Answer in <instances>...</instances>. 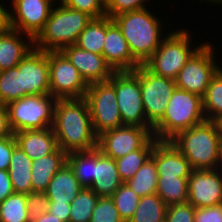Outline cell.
Returning <instances> with one entry per match:
<instances>
[{"mask_svg":"<svg viewBox=\"0 0 222 222\" xmlns=\"http://www.w3.org/2000/svg\"><path fill=\"white\" fill-rule=\"evenodd\" d=\"M185 156L193 170L220 168L222 140L212 121L179 132L170 140Z\"/></svg>","mask_w":222,"mask_h":222,"instance_id":"3","label":"cell"},{"mask_svg":"<svg viewBox=\"0 0 222 222\" xmlns=\"http://www.w3.org/2000/svg\"><path fill=\"white\" fill-rule=\"evenodd\" d=\"M60 51L77 68L88 85L106 82L115 72L102 55L85 51L76 45L66 46Z\"/></svg>","mask_w":222,"mask_h":222,"instance_id":"17","label":"cell"},{"mask_svg":"<svg viewBox=\"0 0 222 222\" xmlns=\"http://www.w3.org/2000/svg\"><path fill=\"white\" fill-rule=\"evenodd\" d=\"M188 202L194 208L222 204V170H192L188 178Z\"/></svg>","mask_w":222,"mask_h":222,"instance_id":"15","label":"cell"},{"mask_svg":"<svg viewBox=\"0 0 222 222\" xmlns=\"http://www.w3.org/2000/svg\"><path fill=\"white\" fill-rule=\"evenodd\" d=\"M49 94L55 99H82L89 85L61 51H49Z\"/></svg>","mask_w":222,"mask_h":222,"instance_id":"10","label":"cell"},{"mask_svg":"<svg viewBox=\"0 0 222 222\" xmlns=\"http://www.w3.org/2000/svg\"><path fill=\"white\" fill-rule=\"evenodd\" d=\"M57 99L51 94L28 95L6 105L12 133L52 127Z\"/></svg>","mask_w":222,"mask_h":222,"instance_id":"7","label":"cell"},{"mask_svg":"<svg viewBox=\"0 0 222 222\" xmlns=\"http://www.w3.org/2000/svg\"><path fill=\"white\" fill-rule=\"evenodd\" d=\"M121 219L128 222L133 216L141 199L127 183H123L111 196Z\"/></svg>","mask_w":222,"mask_h":222,"instance_id":"36","label":"cell"},{"mask_svg":"<svg viewBox=\"0 0 222 222\" xmlns=\"http://www.w3.org/2000/svg\"><path fill=\"white\" fill-rule=\"evenodd\" d=\"M17 146L14 134L0 139V170H8L13 149Z\"/></svg>","mask_w":222,"mask_h":222,"instance_id":"43","label":"cell"},{"mask_svg":"<svg viewBox=\"0 0 222 222\" xmlns=\"http://www.w3.org/2000/svg\"><path fill=\"white\" fill-rule=\"evenodd\" d=\"M27 209L30 221L48 212L49 200L44 192H30L26 194Z\"/></svg>","mask_w":222,"mask_h":222,"instance_id":"41","label":"cell"},{"mask_svg":"<svg viewBox=\"0 0 222 222\" xmlns=\"http://www.w3.org/2000/svg\"><path fill=\"white\" fill-rule=\"evenodd\" d=\"M0 222H31L26 194L13 192L0 203Z\"/></svg>","mask_w":222,"mask_h":222,"instance_id":"32","label":"cell"},{"mask_svg":"<svg viewBox=\"0 0 222 222\" xmlns=\"http://www.w3.org/2000/svg\"><path fill=\"white\" fill-rule=\"evenodd\" d=\"M0 1V32L9 28V8Z\"/></svg>","mask_w":222,"mask_h":222,"instance_id":"47","label":"cell"},{"mask_svg":"<svg viewBox=\"0 0 222 222\" xmlns=\"http://www.w3.org/2000/svg\"><path fill=\"white\" fill-rule=\"evenodd\" d=\"M99 200V196L90 188H82L78 195L72 200L70 211V222H89L93 210Z\"/></svg>","mask_w":222,"mask_h":222,"instance_id":"34","label":"cell"},{"mask_svg":"<svg viewBox=\"0 0 222 222\" xmlns=\"http://www.w3.org/2000/svg\"><path fill=\"white\" fill-rule=\"evenodd\" d=\"M203 112L207 121L222 114V68L212 78L202 97Z\"/></svg>","mask_w":222,"mask_h":222,"instance_id":"35","label":"cell"},{"mask_svg":"<svg viewBox=\"0 0 222 222\" xmlns=\"http://www.w3.org/2000/svg\"><path fill=\"white\" fill-rule=\"evenodd\" d=\"M195 208L189 202L167 206L165 222H194Z\"/></svg>","mask_w":222,"mask_h":222,"instance_id":"40","label":"cell"},{"mask_svg":"<svg viewBox=\"0 0 222 222\" xmlns=\"http://www.w3.org/2000/svg\"><path fill=\"white\" fill-rule=\"evenodd\" d=\"M108 82L115 88L123 125L153 128L146 120L140 88V66L133 71H115Z\"/></svg>","mask_w":222,"mask_h":222,"instance_id":"8","label":"cell"},{"mask_svg":"<svg viewBox=\"0 0 222 222\" xmlns=\"http://www.w3.org/2000/svg\"><path fill=\"white\" fill-rule=\"evenodd\" d=\"M58 147L67 154L97 148L88 102L82 99H57L52 124Z\"/></svg>","mask_w":222,"mask_h":222,"instance_id":"1","label":"cell"},{"mask_svg":"<svg viewBox=\"0 0 222 222\" xmlns=\"http://www.w3.org/2000/svg\"><path fill=\"white\" fill-rule=\"evenodd\" d=\"M175 80L155 75L140 65V88L147 122L154 127L162 118L176 89Z\"/></svg>","mask_w":222,"mask_h":222,"instance_id":"12","label":"cell"},{"mask_svg":"<svg viewBox=\"0 0 222 222\" xmlns=\"http://www.w3.org/2000/svg\"><path fill=\"white\" fill-rule=\"evenodd\" d=\"M85 99L88 102L91 122L97 135L123 126L115 88L108 81L90 84Z\"/></svg>","mask_w":222,"mask_h":222,"instance_id":"11","label":"cell"},{"mask_svg":"<svg viewBox=\"0 0 222 222\" xmlns=\"http://www.w3.org/2000/svg\"><path fill=\"white\" fill-rule=\"evenodd\" d=\"M82 188L70 166L66 163L53 176L44 193L49 202L71 203Z\"/></svg>","mask_w":222,"mask_h":222,"instance_id":"24","label":"cell"},{"mask_svg":"<svg viewBox=\"0 0 222 222\" xmlns=\"http://www.w3.org/2000/svg\"><path fill=\"white\" fill-rule=\"evenodd\" d=\"M158 173L155 160L150 156L126 183L140 197L156 193Z\"/></svg>","mask_w":222,"mask_h":222,"instance_id":"30","label":"cell"},{"mask_svg":"<svg viewBox=\"0 0 222 222\" xmlns=\"http://www.w3.org/2000/svg\"><path fill=\"white\" fill-rule=\"evenodd\" d=\"M33 48L34 40L30 35L25 36V33L10 27L1 31L0 71L16 67Z\"/></svg>","mask_w":222,"mask_h":222,"instance_id":"20","label":"cell"},{"mask_svg":"<svg viewBox=\"0 0 222 222\" xmlns=\"http://www.w3.org/2000/svg\"><path fill=\"white\" fill-rule=\"evenodd\" d=\"M31 222H62L59 218H56L54 215L49 212L44 213L39 218L31 221Z\"/></svg>","mask_w":222,"mask_h":222,"instance_id":"48","label":"cell"},{"mask_svg":"<svg viewBox=\"0 0 222 222\" xmlns=\"http://www.w3.org/2000/svg\"><path fill=\"white\" fill-rule=\"evenodd\" d=\"M150 0H106V16L112 18L120 13L147 8Z\"/></svg>","mask_w":222,"mask_h":222,"instance_id":"39","label":"cell"},{"mask_svg":"<svg viewBox=\"0 0 222 222\" xmlns=\"http://www.w3.org/2000/svg\"><path fill=\"white\" fill-rule=\"evenodd\" d=\"M158 176L190 177L192 168L171 141H158L151 153Z\"/></svg>","mask_w":222,"mask_h":222,"instance_id":"19","label":"cell"},{"mask_svg":"<svg viewBox=\"0 0 222 222\" xmlns=\"http://www.w3.org/2000/svg\"><path fill=\"white\" fill-rule=\"evenodd\" d=\"M25 96L49 94V51L33 48L19 63Z\"/></svg>","mask_w":222,"mask_h":222,"instance_id":"16","label":"cell"},{"mask_svg":"<svg viewBox=\"0 0 222 222\" xmlns=\"http://www.w3.org/2000/svg\"><path fill=\"white\" fill-rule=\"evenodd\" d=\"M188 178L158 176L156 194L161 197L167 206L185 203L188 201Z\"/></svg>","mask_w":222,"mask_h":222,"instance_id":"27","label":"cell"},{"mask_svg":"<svg viewBox=\"0 0 222 222\" xmlns=\"http://www.w3.org/2000/svg\"><path fill=\"white\" fill-rule=\"evenodd\" d=\"M11 1V5H13L17 0H9L8 2H10Z\"/></svg>","mask_w":222,"mask_h":222,"instance_id":"52","label":"cell"},{"mask_svg":"<svg viewBox=\"0 0 222 222\" xmlns=\"http://www.w3.org/2000/svg\"><path fill=\"white\" fill-rule=\"evenodd\" d=\"M67 153L58 148L54 153L32 161V192H45L53 176L66 164Z\"/></svg>","mask_w":222,"mask_h":222,"instance_id":"23","label":"cell"},{"mask_svg":"<svg viewBox=\"0 0 222 222\" xmlns=\"http://www.w3.org/2000/svg\"><path fill=\"white\" fill-rule=\"evenodd\" d=\"M185 28L168 32L153 55L143 64L155 75L175 80L190 58L205 44L191 46L193 39Z\"/></svg>","mask_w":222,"mask_h":222,"instance_id":"6","label":"cell"},{"mask_svg":"<svg viewBox=\"0 0 222 222\" xmlns=\"http://www.w3.org/2000/svg\"><path fill=\"white\" fill-rule=\"evenodd\" d=\"M63 5L86 13L93 19L106 16V0H59Z\"/></svg>","mask_w":222,"mask_h":222,"instance_id":"38","label":"cell"},{"mask_svg":"<svg viewBox=\"0 0 222 222\" xmlns=\"http://www.w3.org/2000/svg\"><path fill=\"white\" fill-rule=\"evenodd\" d=\"M70 208V203L49 202L48 212L59 218L62 222H69Z\"/></svg>","mask_w":222,"mask_h":222,"instance_id":"44","label":"cell"},{"mask_svg":"<svg viewBox=\"0 0 222 222\" xmlns=\"http://www.w3.org/2000/svg\"><path fill=\"white\" fill-rule=\"evenodd\" d=\"M194 222H222V204L195 208Z\"/></svg>","mask_w":222,"mask_h":222,"instance_id":"42","label":"cell"},{"mask_svg":"<svg viewBox=\"0 0 222 222\" xmlns=\"http://www.w3.org/2000/svg\"><path fill=\"white\" fill-rule=\"evenodd\" d=\"M220 169L222 170V152H221V163H220Z\"/></svg>","mask_w":222,"mask_h":222,"instance_id":"51","label":"cell"},{"mask_svg":"<svg viewBox=\"0 0 222 222\" xmlns=\"http://www.w3.org/2000/svg\"><path fill=\"white\" fill-rule=\"evenodd\" d=\"M24 96L25 90H22L19 64L16 67L0 71V103L7 105Z\"/></svg>","mask_w":222,"mask_h":222,"instance_id":"33","label":"cell"},{"mask_svg":"<svg viewBox=\"0 0 222 222\" xmlns=\"http://www.w3.org/2000/svg\"><path fill=\"white\" fill-rule=\"evenodd\" d=\"M55 1L58 0H17L9 8V27L34 39L43 29Z\"/></svg>","mask_w":222,"mask_h":222,"instance_id":"14","label":"cell"},{"mask_svg":"<svg viewBox=\"0 0 222 222\" xmlns=\"http://www.w3.org/2000/svg\"><path fill=\"white\" fill-rule=\"evenodd\" d=\"M66 163L83 188H90L94 179V149L67 154Z\"/></svg>","mask_w":222,"mask_h":222,"instance_id":"31","label":"cell"},{"mask_svg":"<svg viewBox=\"0 0 222 222\" xmlns=\"http://www.w3.org/2000/svg\"><path fill=\"white\" fill-rule=\"evenodd\" d=\"M32 160L17 145L12 152L8 174L14 192L29 194L32 192L31 183Z\"/></svg>","mask_w":222,"mask_h":222,"instance_id":"25","label":"cell"},{"mask_svg":"<svg viewBox=\"0 0 222 222\" xmlns=\"http://www.w3.org/2000/svg\"><path fill=\"white\" fill-rule=\"evenodd\" d=\"M153 136V128L123 125L98 135L97 148L108 157L120 158L140 149Z\"/></svg>","mask_w":222,"mask_h":222,"instance_id":"13","label":"cell"},{"mask_svg":"<svg viewBox=\"0 0 222 222\" xmlns=\"http://www.w3.org/2000/svg\"><path fill=\"white\" fill-rule=\"evenodd\" d=\"M148 9L123 12L112 17L113 22L127 41L132 57L140 65H143L153 55L166 37L161 32L165 25Z\"/></svg>","mask_w":222,"mask_h":222,"instance_id":"2","label":"cell"},{"mask_svg":"<svg viewBox=\"0 0 222 222\" xmlns=\"http://www.w3.org/2000/svg\"><path fill=\"white\" fill-rule=\"evenodd\" d=\"M102 56L114 71H133L140 64L132 57L121 30L106 16V37Z\"/></svg>","mask_w":222,"mask_h":222,"instance_id":"18","label":"cell"},{"mask_svg":"<svg viewBox=\"0 0 222 222\" xmlns=\"http://www.w3.org/2000/svg\"><path fill=\"white\" fill-rule=\"evenodd\" d=\"M106 37V16L92 19L78 36L75 45L85 51L102 55Z\"/></svg>","mask_w":222,"mask_h":222,"instance_id":"28","label":"cell"},{"mask_svg":"<svg viewBox=\"0 0 222 222\" xmlns=\"http://www.w3.org/2000/svg\"><path fill=\"white\" fill-rule=\"evenodd\" d=\"M208 41L190 58L178 73V88L203 97L212 78L221 69L215 60V48ZM214 52V54H213Z\"/></svg>","mask_w":222,"mask_h":222,"instance_id":"9","label":"cell"},{"mask_svg":"<svg viewBox=\"0 0 222 222\" xmlns=\"http://www.w3.org/2000/svg\"><path fill=\"white\" fill-rule=\"evenodd\" d=\"M123 183L115 159L105 156L98 148H95L94 179L90 189L99 197H111Z\"/></svg>","mask_w":222,"mask_h":222,"instance_id":"21","label":"cell"},{"mask_svg":"<svg viewBox=\"0 0 222 222\" xmlns=\"http://www.w3.org/2000/svg\"><path fill=\"white\" fill-rule=\"evenodd\" d=\"M12 134L8 122L7 107L0 103V139L11 136Z\"/></svg>","mask_w":222,"mask_h":222,"instance_id":"46","label":"cell"},{"mask_svg":"<svg viewBox=\"0 0 222 222\" xmlns=\"http://www.w3.org/2000/svg\"><path fill=\"white\" fill-rule=\"evenodd\" d=\"M212 122L215 124L217 132L219 133L220 138L222 140V114L214 118Z\"/></svg>","mask_w":222,"mask_h":222,"instance_id":"49","label":"cell"},{"mask_svg":"<svg viewBox=\"0 0 222 222\" xmlns=\"http://www.w3.org/2000/svg\"><path fill=\"white\" fill-rule=\"evenodd\" d=\"M205 121L202 97L176 87L163 118L153 127V136L158 141H170L179 132Z\"/></svg>","mask_w":222,"mask_h":222,"instance_id":"5","label":"cell"},{"mask_svg":"<svg viewBox=\"0 0 222 222\" xmlns=\"http://www.w3.org/2000/svg\"><path fill=\"white\" fill-rule=\"evenodd\" d=\"M54 5L43 29L33 39L34 48L42 51H60L75 45L80 33L93 19L86 13L63 5Z\"/></svg>","mask_w":222,"mask_h":222,"instance_id":"4","label":"cell"},{"mask_svg":"<svg viewBox=\"0 0 222 222\" xmlns=\"http://www.w3.org/2000/svg\"><path fill=\"white\" fill-rule=\"evenodd\" d=\"M157 142L158 140L152 136L140 149L115 159L117 170L124 183L129 181L151 156Z\"/></svg>","mask_w":222,"mask_h":222,"instance_id":"26","label":"cell"},{"mask_svg":"<svg viewBox=\"0 0 222 222\" xmlns=\"http://www.w3.org/2000/svg\"><path fill=\"white\" fill-rule=\"evenodd\" d=\"M89 222H124L111 197H99Z\"/></svg>","mask_w":222,"mask_h":222,"instance_id":"37","label":"cell"},{"mask_svg":"<svg viewBox=\"0 0 222 222\" xmlns=\"http://www.w3.org/2000/svg\"><path fill=\"white\" fill-rule=\"evenodd\" d=\"M200 1H202V2L205 1L206 3L210 2V3H213L214 5L217 4V3H218V5L222 4V0H200Z\"/></svg>","mask_w":222,"mask_h":222,"instance_id":"50","label":"cell"},{"mask_svg":"<svg viewBox=\"0 0 222 222\" xmlns=\"http://www.w3.org/2000/svg\"><path fill=\"white\" fill-rule=\"evenodd\" d=\"M17 145L33 161L54 153L59 147L52 127L44 130H23L14 133Z\"/></svg>","mask_w":222,"mask_h":222,"instance_id":"22","label":"cell"},{"mask_svg":"<svg viewBox=\"0 0 222 222\" xmlns=\"http://www.w3.org/2000/svg\"><path fill=\"white\" fill-rule=\"evenodd\" d=\"M14 192L8 170H0V203Z\"/></svg>","mask_w":222,"mask_h":222,"instance_id":"45","label":"cell"},{"mask_svg":"<svg viewBox=\"0 0 222 222\" xmlns=\"http://www.w3.org/2000/svg\"><path fill=\"white\" fill-rule=\"evenodd\" d=\"M167 205L156 193L141 197L128 222H165Z\"/></svg>","mask_w":222,"mask_h":222,"instance_id":"29","label":"cell"}]
</instances>
